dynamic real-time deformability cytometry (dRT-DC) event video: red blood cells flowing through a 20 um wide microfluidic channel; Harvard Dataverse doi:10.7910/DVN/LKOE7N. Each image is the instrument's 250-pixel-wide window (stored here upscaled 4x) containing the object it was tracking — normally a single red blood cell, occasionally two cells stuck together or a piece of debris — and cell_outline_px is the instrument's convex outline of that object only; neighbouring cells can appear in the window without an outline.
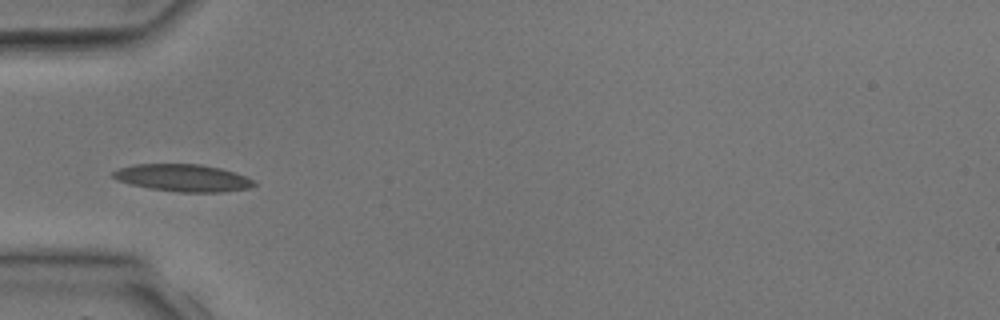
{"species": "common noctule bat (a hibernating species)", "species_latin": "Nyctalus noctula", "temperature_condition": "room temperature", "stored_images_in_passage": 4, "camera_frame_rate_fps": 3000, "um_per_image_px": 0.085, "animal": {"sex": "male", "body_mass_g": 17.9, "forearm_length_mm": 54.2}, "frame": {"image": 1, "passage_image": 3, "time_ms": 2.667, "image_size_px": [1000, 320], "cell_outline_px": [[256, 184], [248, 188], [220, 192], [176, 192], [152, 188], [132, 184], [116, 180], [112, 176], [112, 172], [120, 168], [136, 164], [200, 164], [220, 168], [236, 172], [256, 180]], "centroid_in_image_um": [15.59, 15.11], "position_along_channel_um": 69.4, "area_um2": 22.31}}